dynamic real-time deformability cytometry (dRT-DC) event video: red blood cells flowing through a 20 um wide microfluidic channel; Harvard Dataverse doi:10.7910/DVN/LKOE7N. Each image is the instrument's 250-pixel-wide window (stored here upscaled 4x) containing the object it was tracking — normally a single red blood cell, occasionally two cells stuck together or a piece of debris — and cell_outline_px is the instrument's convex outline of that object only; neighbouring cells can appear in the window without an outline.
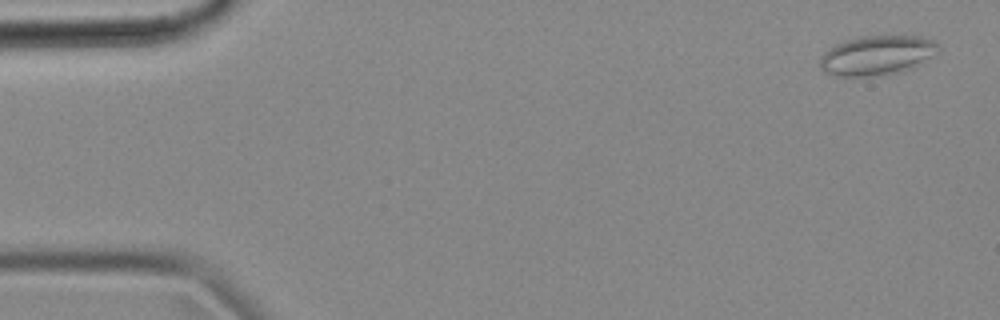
{"species": "common noctule bat (a hibernating species)", "species_latin": "Nyctalus noctula", "temperature_condition": "cold", "stored_images_in_passage": 54, "camera_frame_rate_fps": 3000, "um_per_image_px": 0.085, "animal": {"sex": "female", "body_mass_g": 18.4}, "frame": {"image": 1, "passage_image": 2, "time_ms": 0.333, "image_size_px": [1000, 320], "cell_outline_px": [[940, 44], [928, 56], [912, 68], [900, 72], [868, 76], [832, 76], [824, 72], [820, 68], [820, 56], [828, 48], [836, 44], [860, 36], [920, 36], [936, 40]], "centroid_in_image_um": [74.46, 4.7], "position_along_channel_um": 10.5, "area_um2": 26.93}}
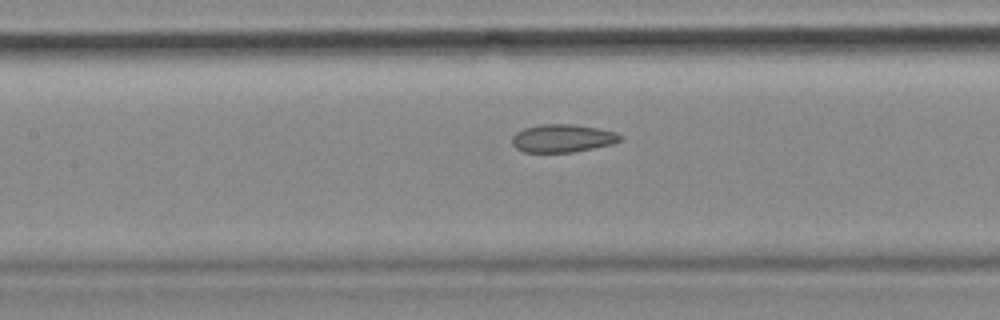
{"frame": {"image": 2, "passage_image": 24, "time_ms": 7.667, "image_size_px": [1000, 320], "cell_outline_px": [[624, 140], [612, 144], [572, 152], [524, 152], [516, 148], [512, 144], [512, 136], [516, 132], [524, 128], [540, 124], [572, 124], [600, 128], [616, 132], [624, 136]], "centroid_in_image_um": [47.85, 11.74], "position_along_channel_um": 159.6, "area_um2": 17.8}}
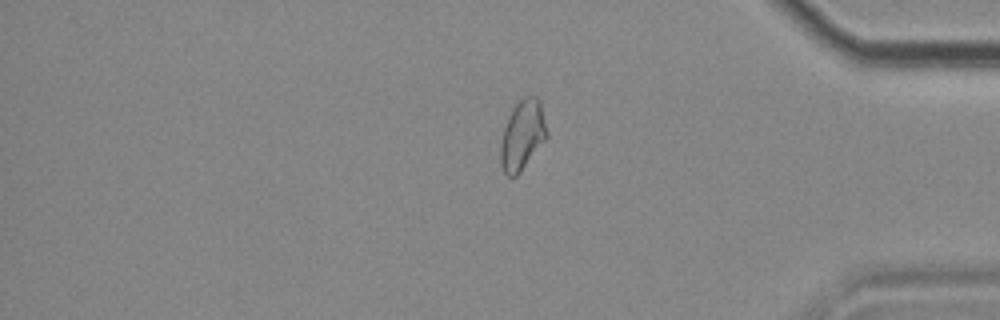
{"frame": {"image": 3, "passage_image": 45, "time_ms": 14.667, "image_size_px": [1000, 320], "cell_outline_px": [[548, 136], [520, 172], [516, 176], [508, 176], [504, 172], [500, 164], [500, 144], [504, 128], [508, 116], [512, 108], [524, 96], [536, 96], [540, 100], [548, 132]], "centroid_in_image_um": [44.4, 11.47], "position_along_channel_um": 390.8, "area_um2": 18.84}, "authors_computed_cell_mechanics": {"area_um2": 18.9295, "velocity_mm_per_s": 3.6566, "shape_relaxation_time_tau1_ms": null, "shape_relaxation_time_tau2_ms": 1.6834, "deformation_change_tau1": null, "deformation_change_tau2": 0.0728}}